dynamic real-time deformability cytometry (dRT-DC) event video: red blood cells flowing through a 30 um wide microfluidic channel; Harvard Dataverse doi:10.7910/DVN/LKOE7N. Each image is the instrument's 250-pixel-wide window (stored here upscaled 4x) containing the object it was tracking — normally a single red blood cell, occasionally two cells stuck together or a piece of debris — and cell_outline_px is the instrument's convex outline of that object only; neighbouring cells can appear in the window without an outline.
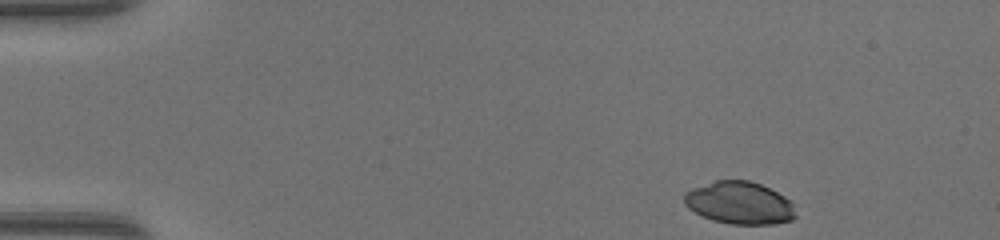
{"species": "common noctule bat (a hibernating species)", "species_latin": "Nyctalus noctula", "temperature_condition": "warm", "stored_images_in_passage": 43, "camera_frame_rate_fps": 3000, "um_per_image_px": 0.085, "animal": {"sex": "female", "body_mass_g": 17.0, "forearm_length_mm": 48.0}, "frame": {"image": 1, "passage_image": 1, "time_ms": 0.0, "image_size_px": [1000, 240], "cell_outline_px": [[796, 216], [792, 220], [776, 224], [732, 224], [712, 220], [688, 208], [684, 204], [684, 192], [692, 188], [716, 180], [748, 180], [760, 184], [784, 196], [792, 204]], "centroid_in_image_um": [62.84, 17.25], "position_along_channel_um": 22.2, "area_um2": 27.46}}
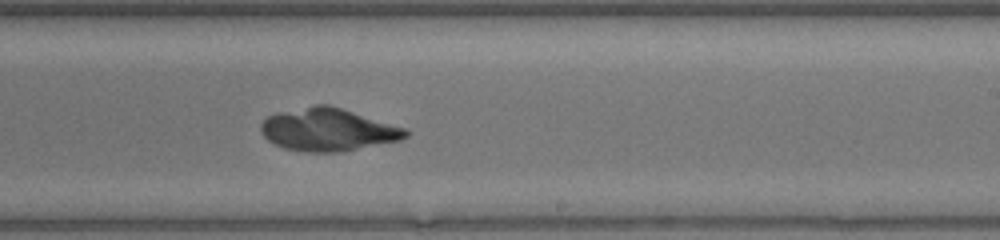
{"frame": {"image": 2, "passage_image": 25, "time_ms": 8.0, "image_size_px": [1000, 240], "cell_outline_px": [[408, 136], [400, 140], [336, 152], [308, 152], [284, 148], [268, 140], [260, 132], [260, 124], [268, 116], [276, 112], [316, 104], [328, 104], [404, 128], [408, 132]], "centroid_in_image_um": [27.81, 11.01], "position_along_channel_um": 261.2, "area_um2": 35.55}}
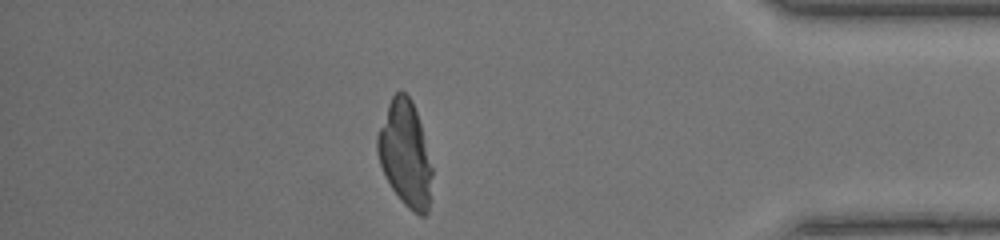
{"frame": {"image": 3, "passage_image": 37, "time_ms": 12.0, "image_size_px": [1000, 240], "cell_outline_px": [[432, 176], [428, 212], [424, 216], [420, 216], [408, 208], [400, 200], [384, 176], [376, 152], [376, 136], [388, 104], [392, 96], [396, 92], [404, 92], [412, 100], [420, 124], [432, 168]], "centroid_in_image_um": [34.42, 13.11], "position_along_channel_um": 400.8, "area_um2": 33.41}}